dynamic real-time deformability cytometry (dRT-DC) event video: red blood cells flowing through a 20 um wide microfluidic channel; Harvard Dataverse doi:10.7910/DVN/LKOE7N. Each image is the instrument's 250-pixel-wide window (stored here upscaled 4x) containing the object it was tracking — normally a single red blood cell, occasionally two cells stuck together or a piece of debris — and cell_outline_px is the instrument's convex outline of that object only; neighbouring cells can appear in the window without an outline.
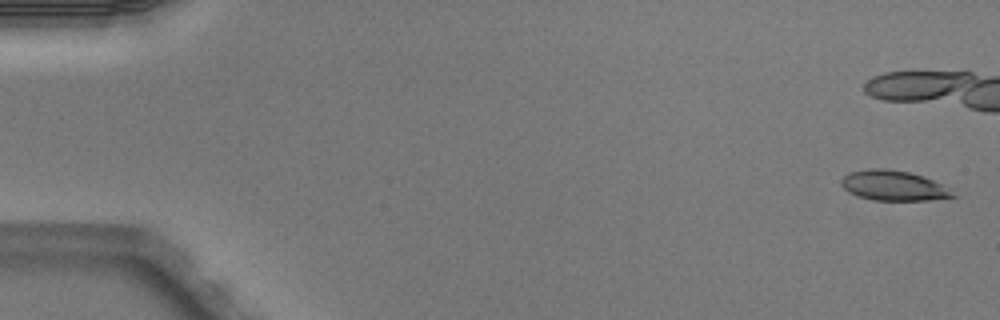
{"species": "Egyptian fruit bat (a non-hibernating species)", "species_latin": "Rousettus aegyptiacus", "temperature_condition": "warm", "stored_images_in_passage": 6, "camera_frame_rate_fps": 3000, "um_per_image_px": 0.085, "animal": {"sex": "male"}, "frame": {"image": 1, "passage_image": 1, "time_ms": 0.0, "image_size_px": [1000, 320], "cell_outline_px": [[956, 196], [928, 200], [872, 200], [860, 196], [844, 188], [840, 184], [840, 180], [848, 172], [868, 168], [888, 168], [908, 172], [924, 176], [940, 184]], "centroid_in_image_um": [75.88, 15.75], "position_along_channel_um": 9.1, "area_um2": 19.25}}